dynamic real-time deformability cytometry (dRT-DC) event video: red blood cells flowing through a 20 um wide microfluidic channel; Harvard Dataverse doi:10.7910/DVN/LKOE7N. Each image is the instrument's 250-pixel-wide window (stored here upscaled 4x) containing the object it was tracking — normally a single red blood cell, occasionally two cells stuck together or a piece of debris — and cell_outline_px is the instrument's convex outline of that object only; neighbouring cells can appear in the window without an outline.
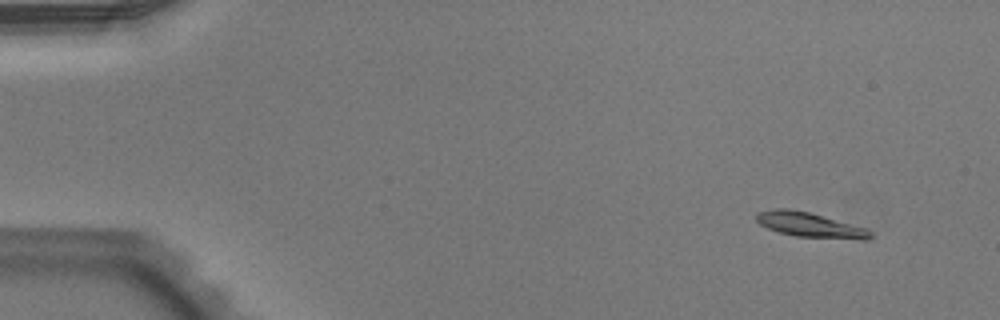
{"species": "Egyptian fruit bat (a non-hibernating species)", "species_latin": "Rousettus aegyptiacus", "temperature_condition": "warm", "stored_images_in_passage": 51, "camera_frame_rate_fps": 3000, "um_per_image_px": 0.085, "animal": {"sex": "male"}, "frame": {"image": 1, "passage_image": 4, "time_ms": 1.0, "image_size_px": [1000, 320], "cell_outline_px": [[872, 236], [868, 240], [860, 240], [796, 236], [780, 232], [768, 228], [760, 224], [756, 220], [756, 216], [760, 212], [776, 208], [788, 208], [808, 212], [868, 228], [872, 232]], "centroid_in_image_um": [68.91, 19.13], "position_along_channel_um": 16.1, "area_um2": 16.42}}
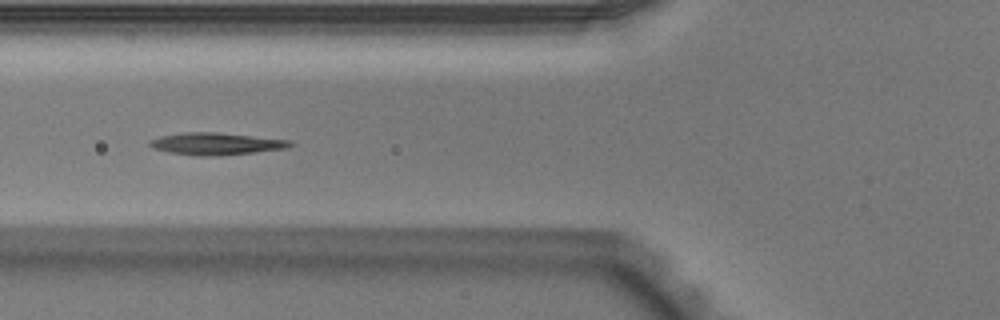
{"frame": {"image": 2, "passage_image": 20, "time_ms": 6.333, "image_size_px": [1000, 320], "cell_outline_px": [[296, 144], [288, 148], [256, 152], [212, 156], [196, 156], [168, 152], [156, 148], [148, 144], [148, 140], [160, 136], [184, 132], [216, 132], [292, 140]], "centroid_in_image_um": [18.41, 12.22], "position_along_channel_um": 107.4, "area_um2": 18.21}}
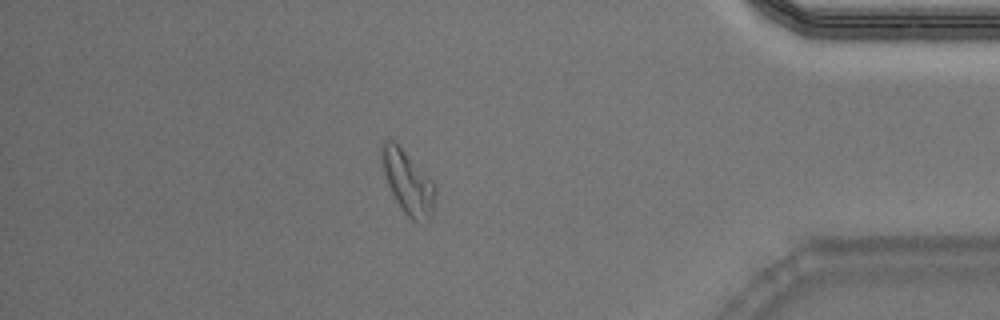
{"frame": {"image": 3, "passage_image": 45, "time_ms": 14.667, "image_size_px": [1000, 320], "cell_outline_px": [[436, 192], [428, 224], [416, 224], [404, 212], [396, 200], [388, 184], [384, 172], [380, 152], [380, 148], [384, 140], [392, 140], [432, 180], [436, 188]], "centroid_in_image_um": [34.68, 15.56], "position_along_channel_um": 400.5, "area_um2": 19.36}}